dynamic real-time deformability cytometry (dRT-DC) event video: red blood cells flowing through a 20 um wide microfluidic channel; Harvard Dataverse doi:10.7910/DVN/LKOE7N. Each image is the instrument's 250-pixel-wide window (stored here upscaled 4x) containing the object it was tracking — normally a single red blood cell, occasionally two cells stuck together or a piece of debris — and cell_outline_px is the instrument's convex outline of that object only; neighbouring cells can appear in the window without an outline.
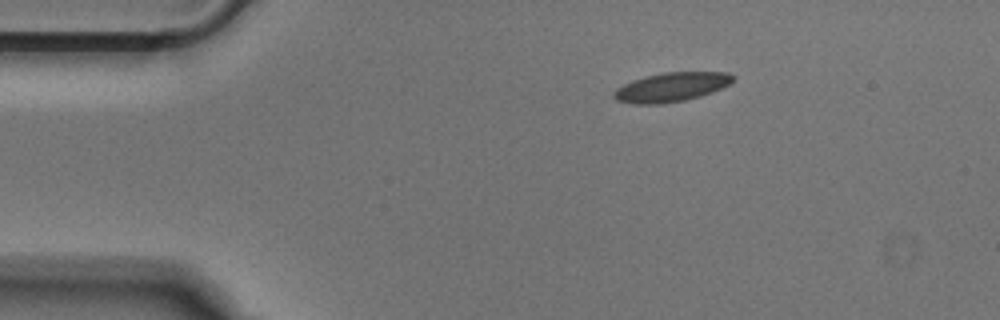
{"species": "Egyptian fruit bat (a non-hibernating species)", "species_latin": "Rousettus aegyptiacus", "temperature_condition": "cold", "stored_images_in_passage": 44, "camera_frame_rate_fps": 3000, "um_per_image_px": 0.085, "animal": {"sex": "male"}, "frame": {"image": 1, "passage_image": 1, "time_ms": 0.0, "image_size_px": [1000, 320], "cell_outline_px": [[732, 80], [728, 84], [712, 92], [700, 96], [684, 100], [664, 104], [632, 104], [616, 100], [612, 96], [612, 92], [616, 88], [632, 80], [664, 72], [728, 72], [732, 76]], "centroid_in_image_um": [57.0, 7.41], "position_along_channel_um": 28.0, "area_um2": 20.11}}
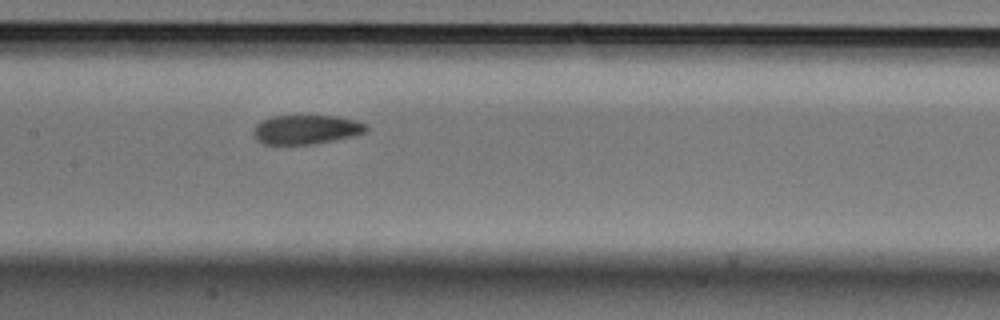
{"frame": {"image": 2, "passage_image": 17, "time_ms": 5.333, "image_size_px": [1000, 320], "cell_outline_px": [[368, 128], [364, 132], [352, 136], [316, 144], [264, 144], [256, 140], [252, 136], [252, 132], [256, 124], [272, 116], [336, 116], [356, 120], [368, 124]], "centroid_in_image_um": [26.01, 11.01], "position_along_channel_um": 181.4, "area_um2": 19.25}}
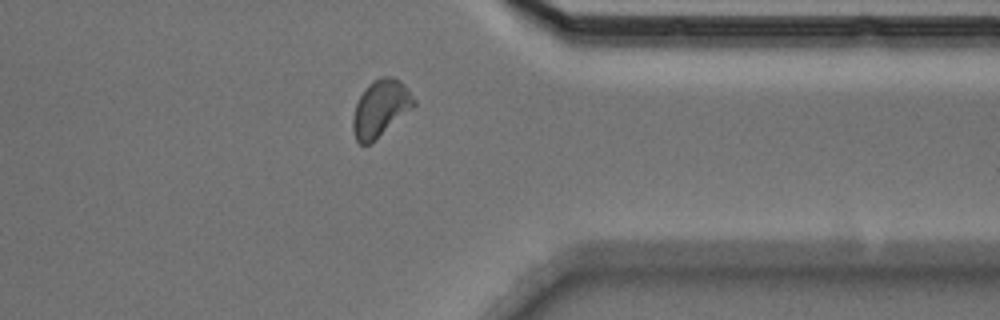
{"frame": {"image": 3, "passage_image": 33, "time_ms": 10.667, "image_size_px": [1000, 320], "cell_outline_px": [[416, 104], [412, 108], [372, 144], [360, 144], [356, 140], [352, 128], [352, 120], [356, 104], [364, 88], [372, 80], [384, 76], [392, 76], [400, 80], [408, 88], [416, 100]], "centroid_in_image_um": [32.34, 9.2], "position_along_channel_um": 379.1, "area_um2": 20.35}}